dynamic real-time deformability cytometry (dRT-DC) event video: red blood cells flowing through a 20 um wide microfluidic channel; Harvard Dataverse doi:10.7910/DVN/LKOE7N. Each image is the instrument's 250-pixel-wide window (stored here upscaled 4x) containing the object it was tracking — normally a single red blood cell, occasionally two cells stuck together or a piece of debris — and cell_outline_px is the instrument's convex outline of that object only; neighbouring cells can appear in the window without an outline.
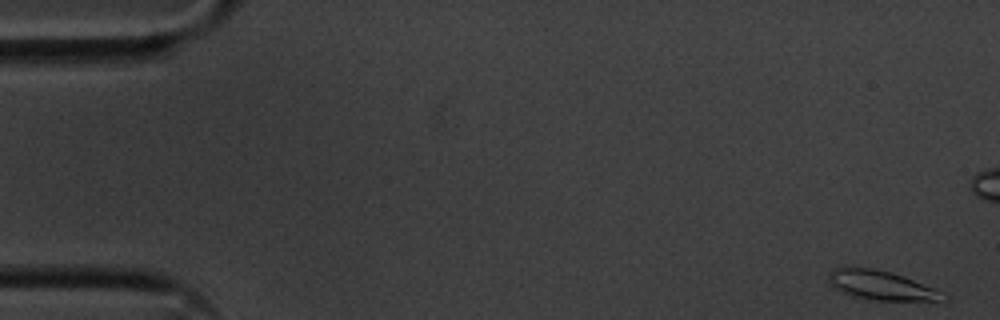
{"species": "common noctule bat (a hibernating species)", "species_latin": "Nyctalus noctula", "temperature_condition": "cold", "stored_images_in_passage": 56, "camera_frame_rate_fps": 3000, "um_per_image_px": 0.085, "animal": {"sex": "male", "body_mass_g": 20.1, "forearm_length_mm": 53.5}, "frame": {"image": 1, "passage_image": 1, "time_ms": 0.0, "image_size_px": [1000, 320], "cell_outline_px": [[948, 300], [868, 300], [852, 296], [828, 284], [828, 272], [836, 268], [872, 268], [888, 272], [936, 288], [948, 296]], "centroid_in_image_um": [74.89, 24.27], "position_along_channel_um": 10.1, "area_um2": 19.19}}
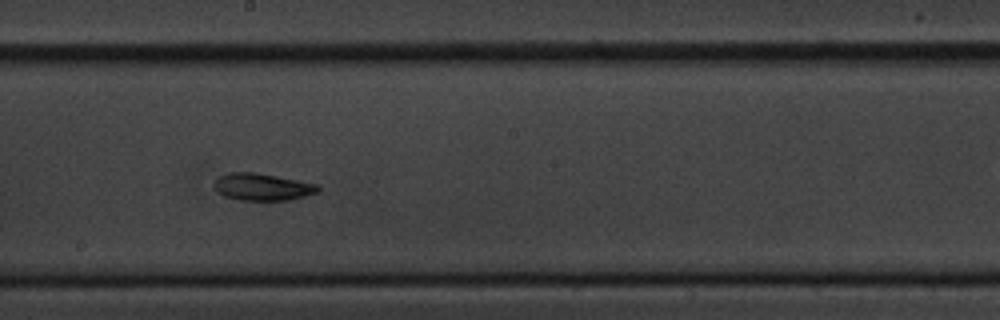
{"frame": {"image": 2, "passage_image": 30, "time_ms": 9.667, "image_size_px": [1000, 320], "cell_outline_px": [[320, 192], [288, 200], [240, 200], [224, 196], [216, 192], [212, 184], [220, 176], [228, 172], [256, 172], [320, 184]], "centroid_in_image_um": [22.31, 15.88], "position_along_channel_um": 225.9, "area_um2": 16.65}}
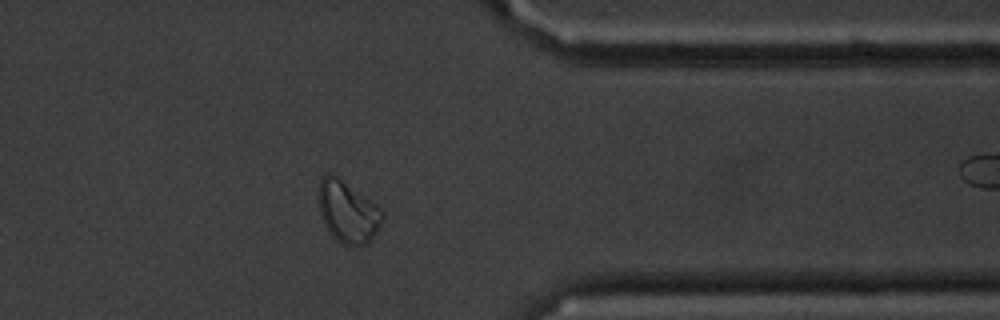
{"frame": {"image": 3, "passage_image": 44, "time_ms": 14.333, "image_size_px": [1000, 320], "cell_outline_px": [[384, 220], [376, 232], [364, 244], [344, 244], [336, 240], [332, 236], [324, 224], [320, 212], [320, 180], [328, 172], [336, 176], [376, 204], [384, 212]], "centroid_in_image_um": [29.58, 18.01], "position_along_channel_um": 381.8, "area_um2": 22.25}, "authors_computed_cell_mechanics": {"area_um2": 17.1088, "velocity_mm_per_s": 3.5619, "shape_relaxation_time_tau1_ms": 4.4381, "shape_relaxation_time_tau2_ms": null, "deformation_change_tau1": 0.1054, "deformation_change_tau2": null}}